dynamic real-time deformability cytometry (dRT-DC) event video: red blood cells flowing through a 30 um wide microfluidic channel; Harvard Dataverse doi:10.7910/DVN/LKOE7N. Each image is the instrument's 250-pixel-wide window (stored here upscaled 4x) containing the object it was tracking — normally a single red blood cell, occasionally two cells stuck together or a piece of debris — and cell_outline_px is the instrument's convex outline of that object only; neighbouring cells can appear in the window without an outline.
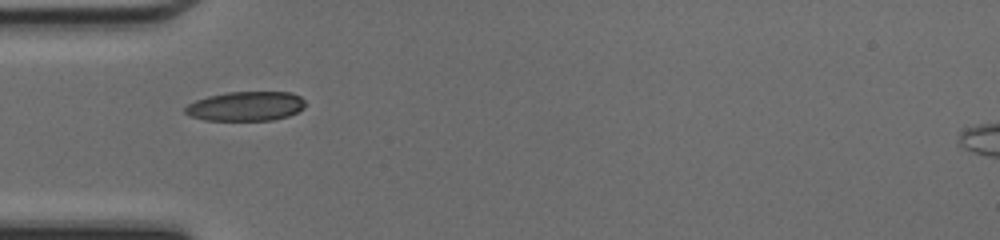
{"species": "common noctule bat (a hibernating species)", "species_latin": "Nyctalus noctula", "temperature_condition": "cold", "stored_images_in_passage": 5, "camera_frame_rate_fps": 3000, "um_per_image_px": 0.085, "animal": {"sex": "female", "body_mass_g": 17.0, "forearm_length_mm": 48.0}, "frame": {"image": 1, "passage_image": 1, "time_ms": 0.0, "image_size_px": [1000, 240], "cell_outline_px": [[304, 108], [288, 116], [272, 120], [204, 120], [192, 116], [184, 112], [184, 108], [188, 104], [196, 100], [208, 96], [228, 92], [292, 92], [300, 96], [304, 100]], "centroid_in_image_um": [20.9, 9.02], "position_along_channel_um": 64.1, "area_um2": 20.52}}